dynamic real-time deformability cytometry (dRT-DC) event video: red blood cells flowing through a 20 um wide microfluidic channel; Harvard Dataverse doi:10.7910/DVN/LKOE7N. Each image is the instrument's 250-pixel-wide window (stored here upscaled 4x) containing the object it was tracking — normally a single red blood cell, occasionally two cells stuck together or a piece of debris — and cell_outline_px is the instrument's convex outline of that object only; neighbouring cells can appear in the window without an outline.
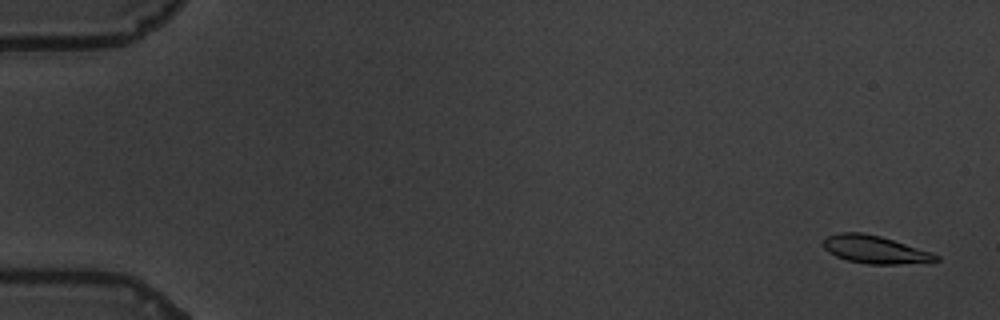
{"species": "common noctule bat (a hibernating species)", "species_latin": "Nyctalus noctula", "temperature_condition": "warm", "stored_images_in_passage": 60, "camera_frame_rate_fps": 3000, "um_per_image_px": 0.085, "animal": {"sex": "male", "body_mass_g": 19.5, "forearm_length_mm": 54.6}, "frame": {"image": 1, "passage_image": 3, "time_ms": 0.667, "image_size_px": [1000, 320], "cell_outline_px": [[940, 260], [896, 264], [868, 264], [848, 260], [836, 256], [828, 252], [820, 244], [828, 236], [840, 232], [860, 232], [880, 236], [932, 252], [940, 256]], "centroid_in_image_um": [74.33, 21.2], "position_along_channel_um": 10.7, "area_um2": 18.09}}
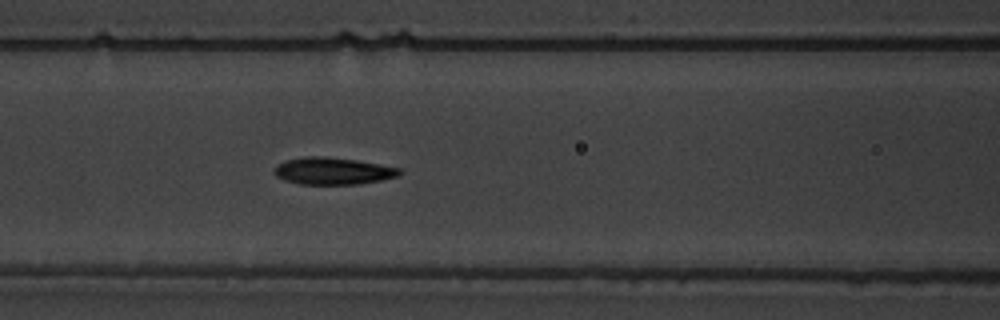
{"frame": {"image": 2, "passage_image": 27, "time_ms": 8.667, "image_size_px": [1000, 320], "cell_outline_px": [[404, 172], [400, 176], [360, 184], [300, 184], [284, 180], [276, 176], [272, 172], [272, 168], [276, 164], [284, 160], [304, 156], [324, 156], [356, 160], [400, 168]], "centroid_in_image_um": [28.25, 14.53], "position_along_channel_um": 138.3, "area_um2": 20.06}}
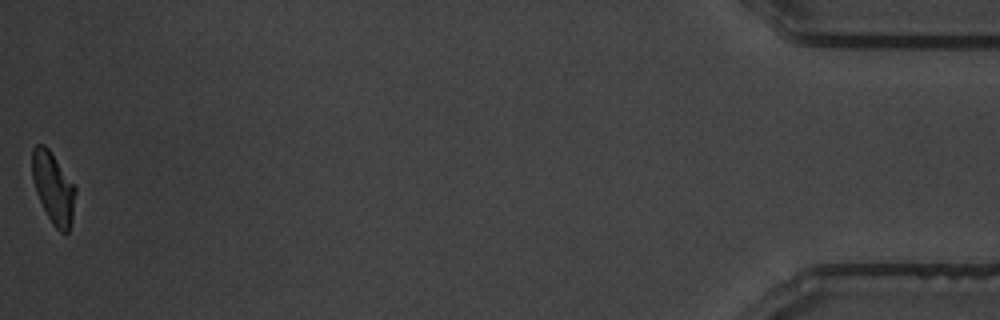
{"frame": {"image": 3, "passage_image": 60, "time_ms": 19.667, "image_size_px": [1000, 320], "cell_outline_px": [[76, 192], [72, 220], [68, 232], [60, 232], [52, 224], [36, 192], [32, 180], [32, 148], [36, 144], [44, 144], [48, 148], [76, 188]], "centroid_in_image_um": [4.52, 15.96], "position_along_channel_um": 430.7, "area_um2": 17.74}, "authors_computed_cell_mechanics": {"area_um2": 19.2474, "velocity_mm_per_s": 3.4769, "shape_relaxation_time_tau1_ms": 3.7828, "shape_relaxation_time_tau2_ms": 0.952, "deformation_change_tau1": 0.1601, "deformation_change_tau2": 0.0647}}